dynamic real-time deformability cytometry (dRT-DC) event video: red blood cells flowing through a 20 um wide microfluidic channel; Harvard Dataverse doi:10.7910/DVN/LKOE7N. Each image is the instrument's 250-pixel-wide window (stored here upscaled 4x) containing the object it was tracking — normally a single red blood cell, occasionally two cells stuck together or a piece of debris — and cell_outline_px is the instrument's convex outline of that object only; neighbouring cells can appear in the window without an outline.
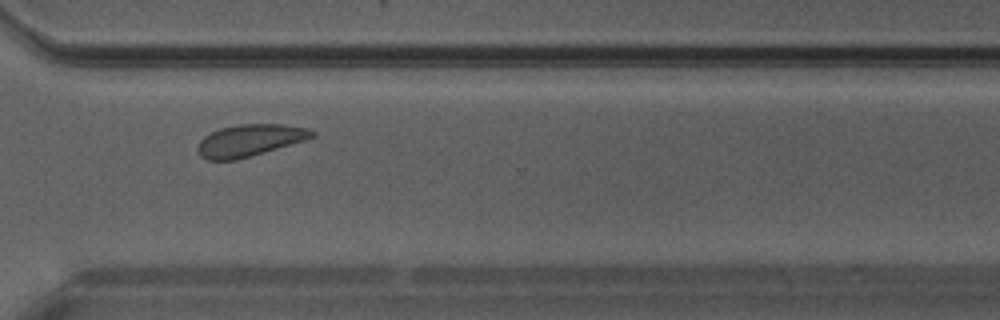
{"species": "Egyptian fruit bat (a non-hibernating species)", "species_latin": "Rousettus aegyptiacus", "temperature_condition": "warm", "stored_images_in_passage": 27, "camera_frame_rate_fps": 3000, "um_per_image_px": 0.085, "animal": {"sex": "male"}, "frame": {"image": 1, "passage_image": 20, "time_ms": 6.333, "image_size_px": [1000, 320], "cell_outline_px": [[316, 136], [304, 140], [236, 160], [208, 160], [200, 156], [196, 148], [200, 140], [204, 136], [220, 128], [240, 124], [284, 124], [308, 128], [316, 132]], "centroid_in_image_um": [21.21, 11.92], "position_along_channel_um": 349.4, "area_um2": 21.15}}